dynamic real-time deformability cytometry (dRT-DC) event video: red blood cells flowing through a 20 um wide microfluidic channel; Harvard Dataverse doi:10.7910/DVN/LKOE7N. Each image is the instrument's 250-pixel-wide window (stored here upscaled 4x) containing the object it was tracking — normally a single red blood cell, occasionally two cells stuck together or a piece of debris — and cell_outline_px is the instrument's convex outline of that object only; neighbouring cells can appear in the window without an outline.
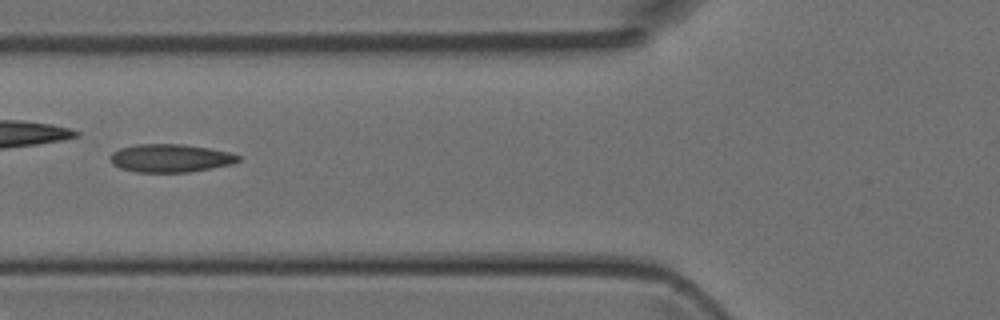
{"species": "Egyptian fruit bat (a non-hibernating species)", "species_latin": "Rousettus aegyptiacus", "temperature_condition": "room temperature", "stored_images_in_passage": 32, "camera_frame_rate_fps": 3000, "um_per_image_px": 0.085, "animal": {"sex": "female"}, "frame": {"image": 1, "passage_image": 5, "time_ms": 1.333, "image_size_px": [1000, 320], "cell_outline_px": [[240, 160], [232, 164], [188, 172], [136, 172], [120, 168], [112, 164], [112, 152], [120, 148], [136, 144], [180, 144], [208, 148], [228, 152], [240, 156]], "centroid_in_image_um": [14.47, 13.44], "position_along_channel_um": 111.3, "area_um2": 20.75}}
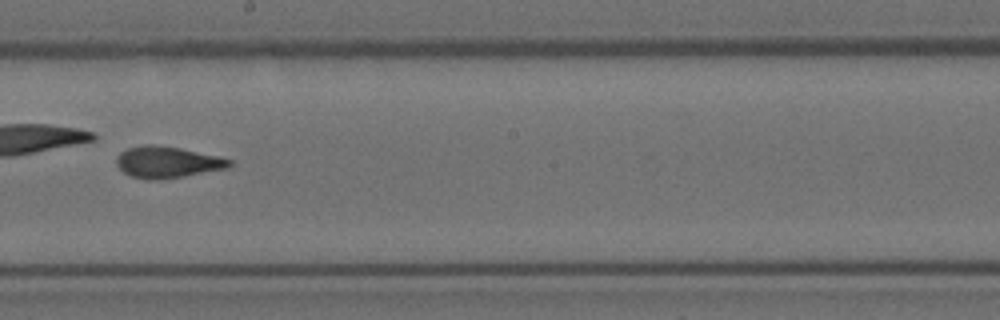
{"frame": {"image": 2, "passage_image": 14, "time_ms": 4.333, "image_size_px": [1000, 320], "cell_outline_px": [[232, 164], [228, 168], [184, 176], [160, 180], [148, 180], [132, 176], [124, 172], [116, 164], [116, 156], [120, 152], [128, 148], [144, 144], [152, 144], [180, 148], [216, 156], [232, 160]], "centroid_in_image_um": [14.19, 13.78], "position_along_channel_um": 234.0, "area_um2": 20.63}}